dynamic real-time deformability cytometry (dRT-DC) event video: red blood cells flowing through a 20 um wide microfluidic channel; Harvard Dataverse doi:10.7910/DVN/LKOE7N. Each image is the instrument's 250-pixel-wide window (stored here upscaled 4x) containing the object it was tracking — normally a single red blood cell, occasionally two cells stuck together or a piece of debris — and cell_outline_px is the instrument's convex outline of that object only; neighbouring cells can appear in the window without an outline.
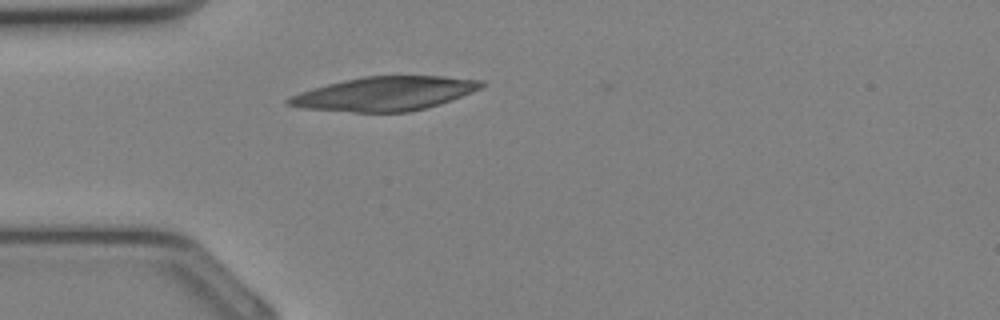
{"species": "Egyptian fruit bat (a non-hibernating species)", "species_latin": "Rousettus aegyptiacus", "temperature_condition": "cold", "stored_images_in_passage": 10, "camera_frame_rate_fps": 3000, "um_per_image_px": 0.085, "animal": {"sex": "female"}, "frame": {"image": 1, "passage_image": 1, "time_ms": 0.0, "image_size_px": [1000, 320], "cell_outline_px": [[484, 84], [480, 88], [472, 92], [428, 108], [408, 112], [352, 112], [300, 108], [284, 104], [284, 100], [300, 92], [312, 88], [344, 80], [364, 76], [444, 76], [484, 80]], "centroid_in_image_um": [32.68, 7.96], "position_along_channel_um": 52.3, "area_um2": 38.21}}
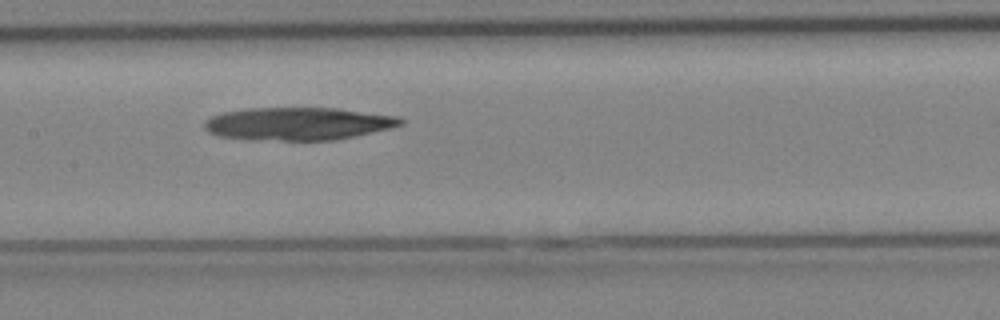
{"frame": {"image": 2, "passage_image": 8, "time_ms": 2.333, "image_size_px": [1000, 320], "cell_outline_px": [[404, 124], [392, 128], [332, 140], [284, 140], [220, 136], [208, 132], [204, 128], [204, 120], [220, 112], [244, 108], [336, 108], [400, 116], [404, 120]], "centroid_in_image_um": [25.36, 10.49], "position_along_channel_um": 182.0, "area_um2": 37.28}}
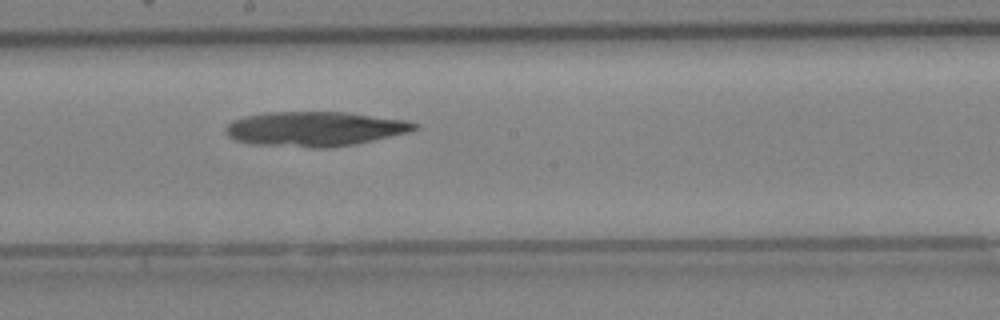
{"frame": {"image": 3, "passage_image": 10, "time_ms": 3.0, "image_size_px": [1000, 320], "cell_outline_px": [[420, 128], [408, 132], [356, 144], [328, 148], [312, 148], [248, 144], [236, 140], [228, 136], [224, 132], [224, 128], [232, 120], [244, 116], [264, 112], [344, 112], [408, 120], [420, 124]], "centroid_in_image_um": [26.74, 10.96], "position_along_channel_um": 221.5, "area_um2": 38.61}}